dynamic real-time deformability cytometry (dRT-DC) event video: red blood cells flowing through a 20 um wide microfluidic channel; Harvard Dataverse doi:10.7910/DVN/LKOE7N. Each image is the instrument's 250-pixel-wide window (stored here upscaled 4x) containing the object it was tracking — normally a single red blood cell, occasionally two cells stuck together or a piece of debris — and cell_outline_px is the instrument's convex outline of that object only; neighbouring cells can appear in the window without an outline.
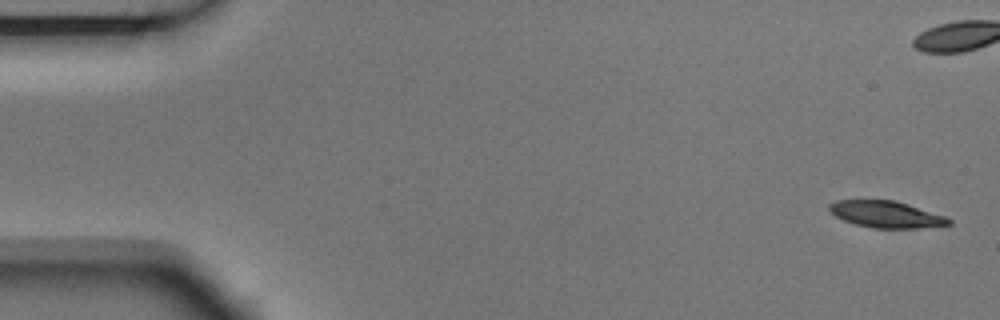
{"species": "Egyptian fruit bat (a non-hibernating species)", "species_latin": "Rousettus aegyptiacus", "temperature_condition": "room temperature", "stored_images_in_passage": 4, "camera_frame_rate_fps": 3000, "um_per_image_px": 0.085, "animal": {"sex": "male"}, "frame": {"image": 1, "passage_image": 1, "time_ms": 0.0, "image_size_px": [1000, 320], "cell_outline_px": [[952, 224], [916, 228], [872, 228], [856, 224], [844, 220], [836, 216], [828, 208], [828, 204], [836, 200], [892, 200], [944, 216], [952, 220]], "centroid_in_image_um": [75.28, 18.22], "position_along_channel_um": 9.7, "area_um2": 18.15}}